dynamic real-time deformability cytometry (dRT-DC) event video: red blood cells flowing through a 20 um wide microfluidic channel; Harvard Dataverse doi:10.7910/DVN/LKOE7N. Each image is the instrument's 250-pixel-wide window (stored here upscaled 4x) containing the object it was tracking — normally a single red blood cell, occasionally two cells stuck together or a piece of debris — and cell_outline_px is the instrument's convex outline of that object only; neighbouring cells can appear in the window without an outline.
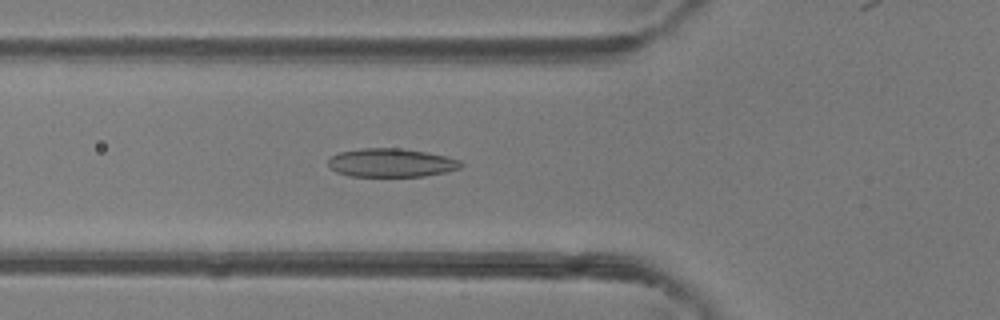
{"species": "common noctule bat (a hibernating species)", "species_latin": "Nyctalus noctula", "temperature_condition": "room temperature", "stored_images_in_passage": 47, "camera_frame_rate_fps": 3000, "um_per_image_px": 0.085, "animal": {"sex": "female"}, "frame": {"image": 1, "passage_image": 17, "time_ms": 5.333, "image_size_px": [1000, 320], "cell_outline_px": [[464, 164], [460, 168], [444, 172], [424, 176], [348, 176], [336, 172], [328, 164], [328, 160], [332, 156], [340, 152], [360, 148], [400, 148], [428, 152], [460, 160]], "centroid_in_image_um": [33.25, 13.83], "position_along_channel_um": 92.5, "area_um2": 22.02}}
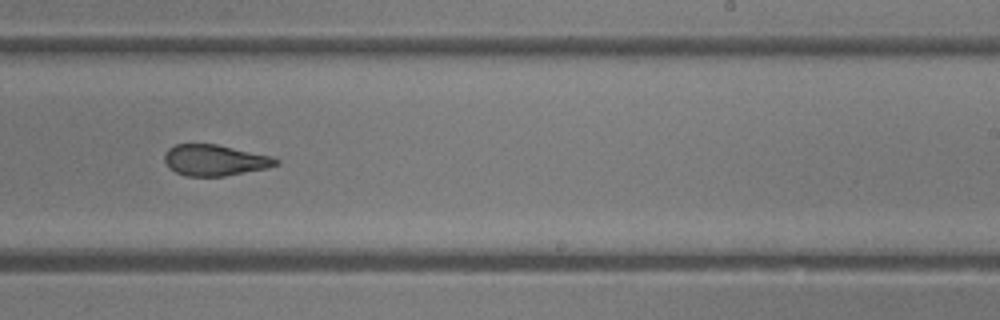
{"frame": {"image": 2, "passage_image": 29, "time_ms": 9.333, "image_size_px": [1000, 320], "cell_outline_px": [[280, 164], [268, 168], [224, 176], [188, 176], [176, 172], [164, 160], [164, 152], [168, 148], [176, 144], [216, 144], [272, 156], [280, 160]], "centroid_in_image_um": [18.29, 13.61], "position_along_channel_um": 270.7, "area_um2": 20.11}}
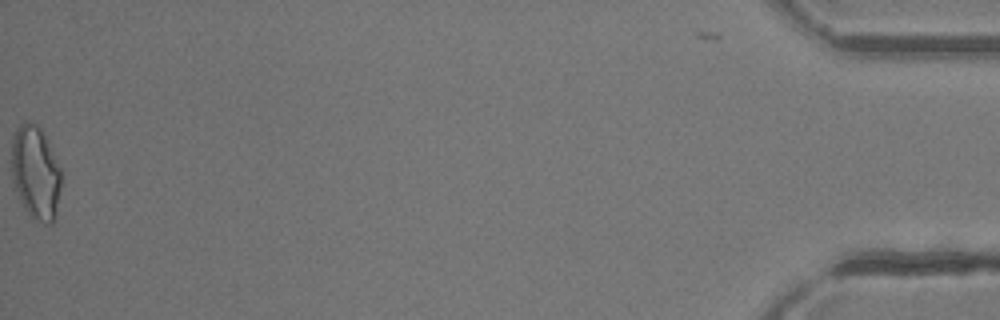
{"frame": {"image": 3, "passage_image": 47, "time_ms": 15.333, "image_size_px": [1000, 320], "cell_outline_px": [[60, 188], [56, 216], [52, 224], [44, 224], [32, 216], [24, 208], [20, 200], [12, 180], [12, 136], [16, 128], [20, 124], [36, 124], [40, 128], [60, 168]], "centroid_in_image_um": [3.01, 14.71], "position_along_channel_um": 432.2, "area_um2": 26.53}, "authors_computed_cell_mechanics": {"area_um2": 22.0218, "velocity_mm_per_s": 4.4408, "shape_relaxation_time_tau1_ms": null, "shape_relaxation_time_tau2_ms": 2.0452, "deformation_change_tau1": null, "deformation_change_tau2": 0.0985}}